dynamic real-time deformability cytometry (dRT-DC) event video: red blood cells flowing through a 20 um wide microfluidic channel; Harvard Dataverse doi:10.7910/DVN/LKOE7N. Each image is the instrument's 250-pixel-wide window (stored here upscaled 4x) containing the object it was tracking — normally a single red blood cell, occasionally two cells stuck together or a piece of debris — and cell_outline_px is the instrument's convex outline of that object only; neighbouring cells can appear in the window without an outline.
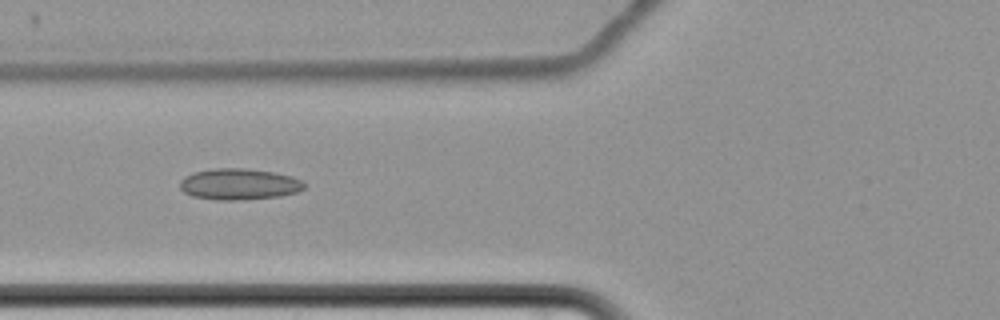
{"species": "common noctule bat (a hibernating species)", "species_latin": "Nyctalus noctula", "temperature_condition": "cold", "stored_images_in_passage": 5, "camera_frame_rate_fps": 3000, "um_per_image_px": 0.085, "animal": {"sex": "female", "body_mass_g": 22.7, "forearm_length_mm": 54.2}, "frame": {"image": 1, "passage_image": 5, "time_ms": 5.0, "image_size_px": [1000, 320], "cell_outline_px": [[304, 188], [296, 192], [280, 196], [244, 200], [216, 200], [192, 196], [184, 192], [180, 188], [180, 180], [184, 176], [192, 172], [216, 168], [244, 168], [272, 172], [292, 176], [300, 180], [304, 184]], "centroid_in_image_um": [20.28, 15.66], "position_along_channel_um": 105.5, "area_um2": 22.66}}